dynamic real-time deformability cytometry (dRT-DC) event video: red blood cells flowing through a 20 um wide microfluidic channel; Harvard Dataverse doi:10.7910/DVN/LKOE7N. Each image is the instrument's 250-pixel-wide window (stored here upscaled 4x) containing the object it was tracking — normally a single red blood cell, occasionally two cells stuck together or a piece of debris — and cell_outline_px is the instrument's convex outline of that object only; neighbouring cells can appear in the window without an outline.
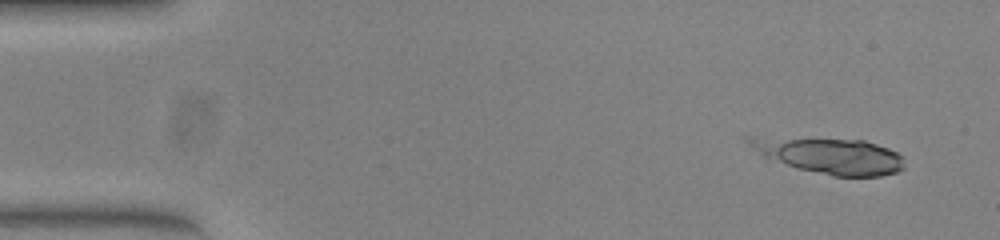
{"species": "common noctule bat (a hibernating species)", "species_latin": "Nyctalus noctula", "temperature_condition": "warm", "stored_images_in_passage": 36, "camera_frame_rate_fps": 3000, "um_per_image_px": 0.085, "animal": {"sex": "female", "body_mass_g": 23.0, "forearm_length_mm": 53.4}, "frame": {"image": 1, "passage_image": 3, "time_ms": 0.667, "image_size_px": [1000, 240], "cell_outline_px": [[904, 168], [896, 172], [880, 176], [832, 176], [796, 168], [764, 156], [748, 144], [744, 136], [748, 136], [864, 140], [888, 148], [904, 156]], "centroid_in_image_um": [70.57, 13.22], "position_along_channel_um": 14.4, "area_um2": 32.43}}
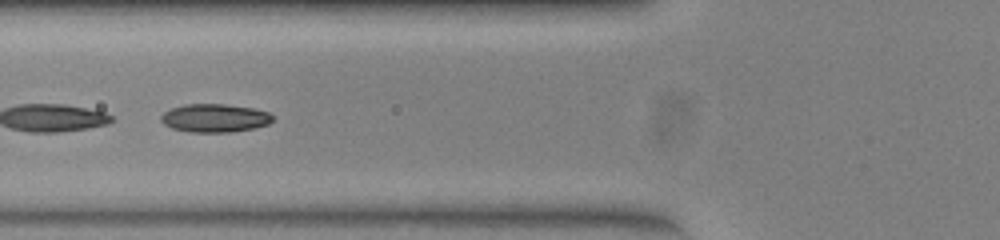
{"frame": {"image": 2, "passage_image": 20, "time_ms": 6.333, "image_size_px": [1000, 240], "cell_outline_px": [[272, 120], [268, 124], [256, 128], [232, 132], [188, 132], [172, 128], [164, 124], [160, 120], [160, 116], [164, 112], [172, 108], [184, 104], [224, 104], [252, 108], [268, 112], [272, 116]], "centroid_in_image_um": [18.23, 10.04], "position_along_channel_um": 107.6, "area_um2": 18.44}}